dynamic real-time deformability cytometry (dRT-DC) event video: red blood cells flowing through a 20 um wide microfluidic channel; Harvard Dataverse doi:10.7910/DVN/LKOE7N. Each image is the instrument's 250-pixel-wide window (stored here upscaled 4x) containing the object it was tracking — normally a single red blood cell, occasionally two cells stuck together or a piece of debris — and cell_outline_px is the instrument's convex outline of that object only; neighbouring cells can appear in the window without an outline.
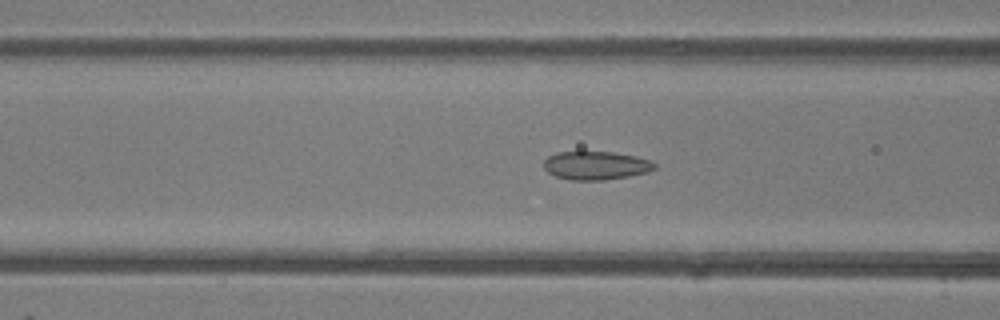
{"species": "common noctule bat (a hibernating species)", "species_latin": "Nyctalus noctula", "temperature_condition": "room temperature", "stored_images_in_passage": 48, "camera_frame_rate_fps": 3000, "um_per_image_px": 0.085, "animal": {"sex": "female"}, "frame": {"image": 1, "passage_image": 19, "time_ms": 6.0, "image_size_px": [1000, 320], "cell_outline_px": [[656, 168], [648, 172], [628, 176], [604, 180], [568, 180], [556, 176], [548, 172], [544, 168], [544, 160], [548, 156], [556, 152], [612, 152], [636, 156], [652, 160], [656, 164]], "centroid_in_image_um": [50.66, 14.07], "position_along_channel_um": 115.9, "area_um2": 18.44}}
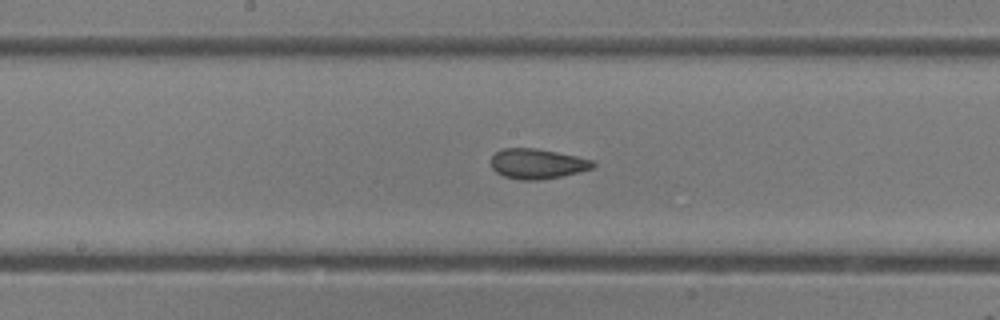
{"frame": {"image": 2, "passage_image": 25, "time_ms": 8.0, "image_size_px": [1000, 320], "cell_outline_px": [[596, 164], [592, 168], [560, 176], [540, 180], [520, 180], [504, 176], [496, 172], [492, 168], [492, 156], [496, 152], [504, 148], [536, 148], [576, 156], [592, 160]], "centroid_in_image_um": [45.64, 13.92], "position_along_channel_um": 202.6, "area_um2": 17.63}}
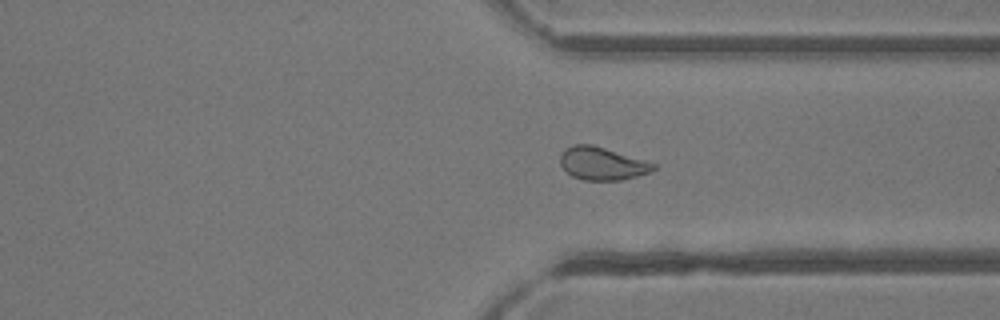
{"frame": {"image": 3, "passage_image": 36, "time_ms": 11.667, "image_size_px": [1000, 320], "cell_outline_px": [[656, 168], [652, 172], [620, 180], [584, 180], [572, 176], [560, 164], [560, 156], [564, 148], [572, 144], [592, 144], [644, 160], [656, 164]], "centroid_in_image_um": [51.17, 13.89], "position_along_channel_um": 360.2, "area_um2": 17.8}, "authors_computed_cell_mechanics": {"area_um2": 19.2763, "velocity_mm_per_s": 4.3096, "shape_relaxation_time_tau1_ms": null, "shape_relaxation_time_tau2_ms": 1.5846, "deformation_change_tau1": null, "deformation_change_tau2": 0.0452}}